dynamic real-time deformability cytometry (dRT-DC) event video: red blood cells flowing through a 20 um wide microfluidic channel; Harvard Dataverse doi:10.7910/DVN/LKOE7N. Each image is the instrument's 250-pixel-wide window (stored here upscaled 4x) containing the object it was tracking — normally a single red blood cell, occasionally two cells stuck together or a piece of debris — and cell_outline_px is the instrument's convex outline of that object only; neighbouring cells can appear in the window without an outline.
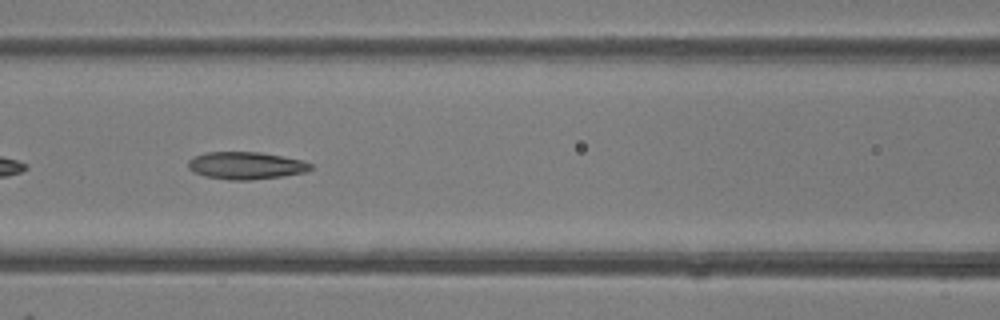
{"species": "common noctule bat (a hibernating species)", "species_latin": "Nyctalus noctula", "temperature_condition": "room temperature", "stored_images_in_passage": 48, "camera_frame_rate_fps": 3000, "um_per_image_px": 0.085, "animal": {"sex": "female"}, "frame": {"image": 1, "passage_image": 21, "time_ms": 6.667, "image_size_px": [1000, 320], "cell_outline_px": [[312, 168], [308, 172], [280, 176], [248, 180], [228, 180], [204, 176], [192, 172], [188, 168], [188, 160], [196, 156], [208, 152], [260, 152], [300, 160], [312, 164]], "centroid_in_image_um": [20.87, 14.08], "position_along_channel_um": 145.7, "area_um2": 19.42}, "authors_computed_cell_mechanics": {"area_um2": 21.1837, "velocity_mm_per_s": 4.2313, "shape_relaxation_time_tau1_ms": 8.4154, "shape_relaxation_time_tau2_ms": 2.9433, "deformation_change_tau1": 0.1868, "deformation_change_tau2": 0.1058}}